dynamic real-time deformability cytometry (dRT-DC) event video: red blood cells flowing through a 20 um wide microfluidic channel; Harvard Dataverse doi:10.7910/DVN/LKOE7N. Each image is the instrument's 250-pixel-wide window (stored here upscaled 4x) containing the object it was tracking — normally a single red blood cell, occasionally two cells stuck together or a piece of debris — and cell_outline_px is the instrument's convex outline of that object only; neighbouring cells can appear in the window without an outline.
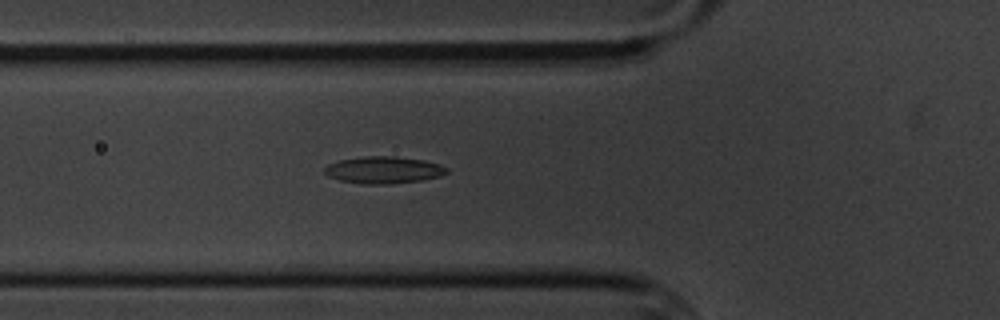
{"species": "common noctule bat (a hibernating species)", "species_latin": "Nyctalus noctula", "temperature_condition": "cold", "stored_images_in_passage": 3, "camera_frame_rate_fps": 3000, "um_per_image_px": 0.085, "animal": {"sex": "male", "body_mass_g": 20.1, "forearm_length_mm": 53.5}, "frame": {"image": 1, "passage_image": 3, "time_ms": 2.333, "image_size_px": [1000, 320], "cell_outline_px": [[448, 172], [440, 176], [424, 180], [392, 184], [364, 184], [340, 180], [328, 176], [324, 172], [324, 168], [328, 164], [340, 160], [364, 156], [396, 156], [424, 160], [448, 168]], "centroid_in_image_um": [32.6, 14.45], "position_along_channel_um": 93.2, "area_um2": 19.25}}